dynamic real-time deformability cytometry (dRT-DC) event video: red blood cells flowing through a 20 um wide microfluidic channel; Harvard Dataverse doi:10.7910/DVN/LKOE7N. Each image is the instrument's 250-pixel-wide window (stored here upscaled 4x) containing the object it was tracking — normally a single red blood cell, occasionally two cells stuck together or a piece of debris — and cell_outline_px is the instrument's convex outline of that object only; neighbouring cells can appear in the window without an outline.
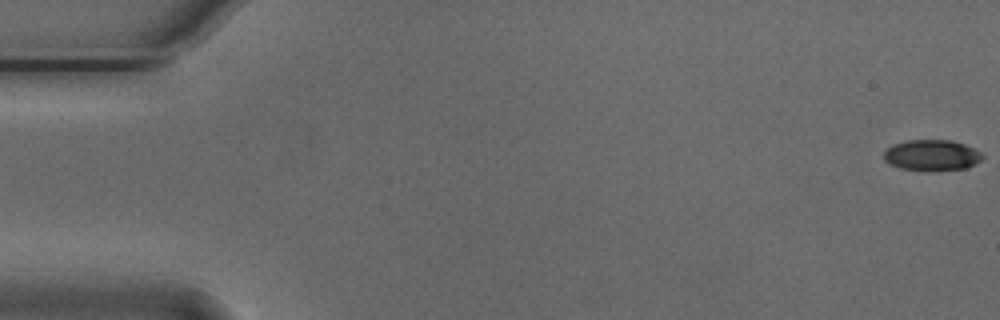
{"species": "Egyptian fruit bat (a non-hibernating species)", "species_latin": "Rousettus aegyptiacus", "temperature_condition": "cold", "stored_images_in_passage": 53, "camera_frame_rate_fps": 3000, "um_per_image_px": 0.085, "animal": {"sex": "male"}, "frame": {"image": 1, "passage_image": 1, "time_ms": 0.0, "image_size_px": [1000, 320], "cell_outline_px": [[984, 156], [976, 164], [964, 168], [932, 172], [900, 168], [888, 164], [884, 160], [884, 152], [892, 144], [908, 140], [952, 140], [964, 144], [980, 152]], "centroid_in_image_um": [79.18, 13.21], "position_along_channel_um": 5.8, "area_um2": 17.98}}
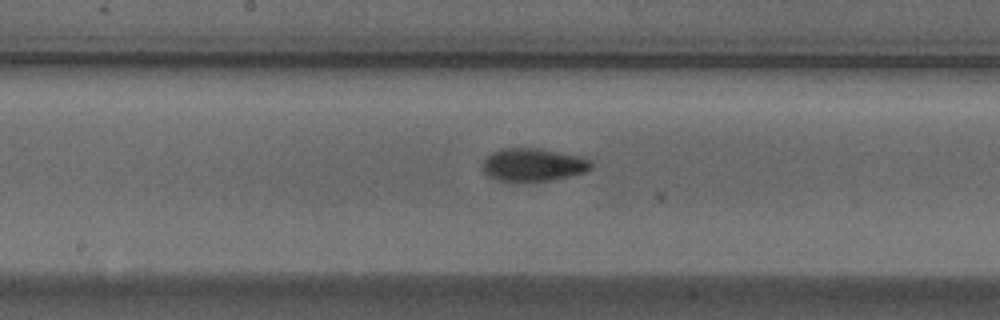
{"frame": {"image": 2, "passage_image": 29, "time_ms": 9.333, "image_size_px": [1000, 320], "cell_outline_px": [[592, 168], [584, 172], [568, 176], [548, 180], [500, 180], [488, 176], [484, 172], [484, 156], [500, 148], [540, 148], [584, 156], [592, 160]], "centroid_in_image_um": [45.35, 13.96], "position_along_channel_um": 202.8, "area_um2": 20.75}}
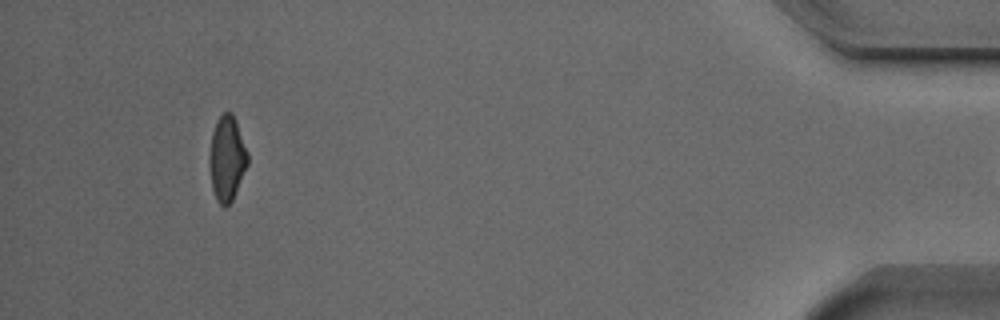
{"frame": {"image": 3, "passage_image": 52, "time_ms": 17.0, "image_size_px": [1000, 320], "cell_outline_px": [[248, 164], [232, 200], [224, 208], [216, 200], [212, 188], [208, 160], [208, 156], [212, 132], [216, 120], [224, 112], [232, 112], [236, 120], [248, 152]], "centroid_in_image_um": [19.27, 13.45], "position_along_channel_um": 415.9, "area_um2": 19.13}}